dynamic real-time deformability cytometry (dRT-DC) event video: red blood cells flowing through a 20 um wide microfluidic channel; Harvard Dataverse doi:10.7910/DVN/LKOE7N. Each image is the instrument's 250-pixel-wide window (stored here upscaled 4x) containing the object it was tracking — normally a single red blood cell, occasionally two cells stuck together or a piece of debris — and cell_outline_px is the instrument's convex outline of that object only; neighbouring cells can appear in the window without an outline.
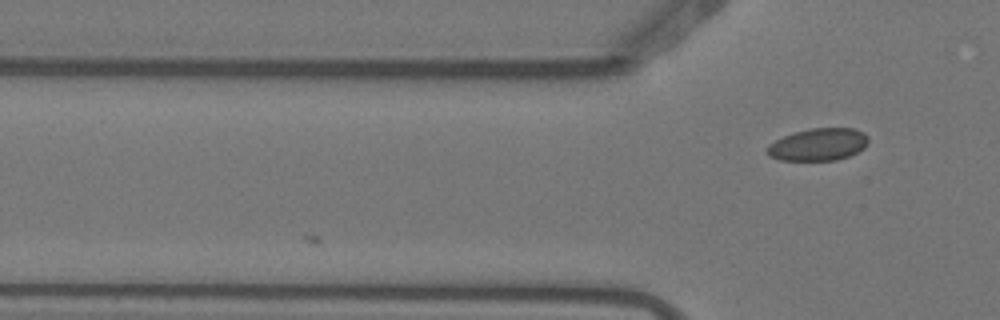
{"species": "Egyptian fruit bat (a non-hibernating species)", "species_latin": "Rousettus aegyptiacus", "temperature_condition": "warm", "stored_images_in_passage": 2, "camera_frame_rate_fps": 3000, "um_per_image_px": 0.085, "animal": {"sex": "female"}, "frame": {"image": 1, "passage_image": 2, "time_ms": 0.333, "image_size_px": [1000, 320], "cell_outline_px": [[868, 144], [864, 148], [848, 156], [836, 160], [780, 160], [768, 156], [768, 144], [784, 136], [796, 132], [812, 128], [852, 128], [864, 132], [868, 136]], "centroid_in_image_um": [69.58, 12.28], "position_along_channel_um": 56.2, "area_um2": 18.96}}